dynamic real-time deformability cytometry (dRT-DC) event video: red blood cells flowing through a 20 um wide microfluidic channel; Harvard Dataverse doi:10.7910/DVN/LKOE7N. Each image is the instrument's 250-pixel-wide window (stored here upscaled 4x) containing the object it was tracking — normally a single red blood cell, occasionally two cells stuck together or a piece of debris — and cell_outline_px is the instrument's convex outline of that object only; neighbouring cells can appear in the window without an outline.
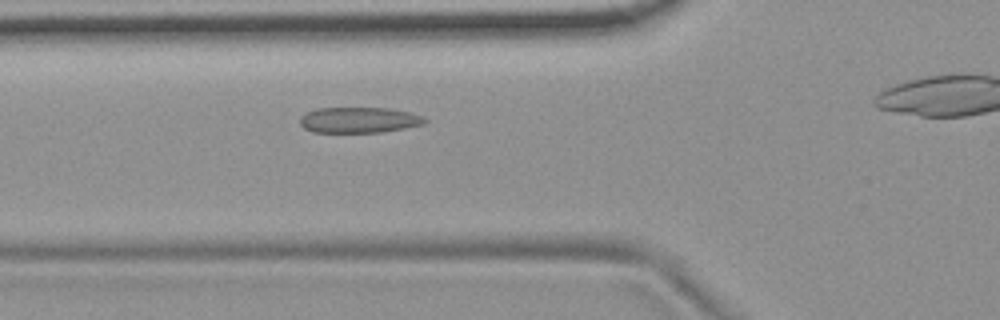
{"species": "common noctule bat (a hibernating species)", "species_latin": "Nyctalus noctula", "temperature_condition": "room temperature", "stored_images_in_passage": 37, "camera_frame_rate_fps": 3000, "um_per_image_px": 0.085, "animal": {"sex": "female", "body_mass_g": 19.9}, "frame": {"image": 1, "passage_image": 9, "time_ms": 2.667, "image_size_px": [1000, 320], "cell_outline_px": [[428, 120], [424, 124], [404, 128], [380, 132], [312, 132], [304, 128], [300, 124], [300, 116], [316, 108], [388, 108], [408, 112], [424, 116]], "centroid_in_image_um": [30.51, 10.2], "position_along_channel_um": 95.3, "area_um2": 18.67}}
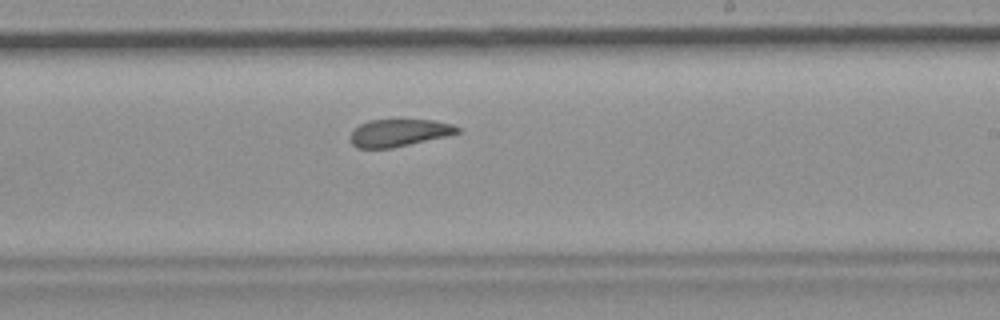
{"frame": {"image": 2, "passage_image": 22, "time_ms": 7.0, "image_size_px": [1000, 320], "cell_outline_px": [[460, 132], [444, 136], [392, 148], [356, 148], [352, 144], [352, 132], [360, 124], [368, 120], [436, 120], [452, 124], [460, 128]], "centroid_in_image_um": [33.92, 11.28], "position_along_channel_um": 255.1, "area_um2": 16.76}}
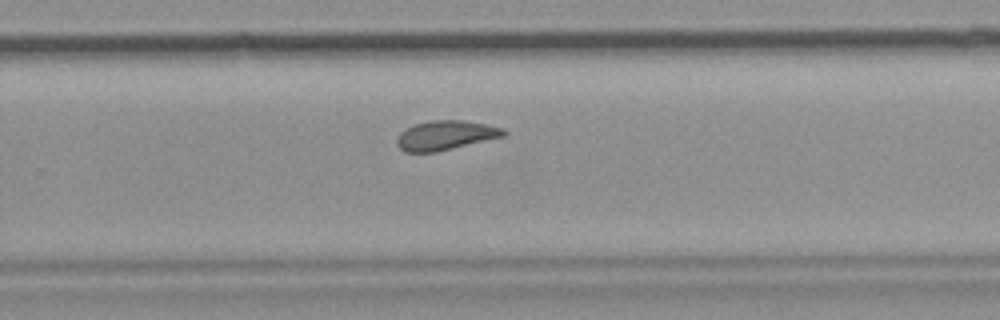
{"frame": {"image": 3, "passage_image": 25, "time_ms": 8.0, "image_size_px": [1000, 320], "cell_outline_px": [[508, 132], [504, 136], [436, 152], [404, 152], [396, 144], [396, 140], [400, 132], [404, 128], [416, 124], [432, 120], [460, 120], [488, 124], [504, 128]], "centroid_in_image_um": [37.86, 11.5], "position_along_channel_um": 291.9, "area_um2": 18.32}, "authors_computed_cell_mechanics": {"area_um2": 18.6116, "velocity_mm_per_s": 3.6939, "shape_relaxation_time_tau1_ms": null, "shape_relaxation_time_tau2_ms": 1.4419, "deformation_change_tau1": null, "deformation_change_tau2": 0.0679}}